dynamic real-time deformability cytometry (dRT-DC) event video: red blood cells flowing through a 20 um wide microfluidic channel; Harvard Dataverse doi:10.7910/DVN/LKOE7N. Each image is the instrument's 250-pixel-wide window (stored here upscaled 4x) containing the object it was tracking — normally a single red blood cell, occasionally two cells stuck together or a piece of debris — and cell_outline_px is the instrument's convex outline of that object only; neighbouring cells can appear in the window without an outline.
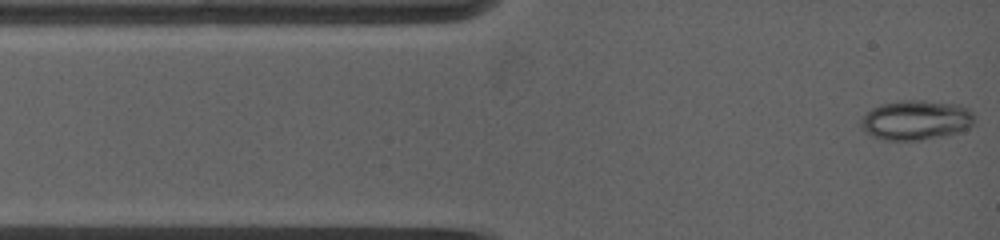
{"species": "common noctule bat (a hibernating species)", "species_latin": "Nyctalus noctula", "temperature_condition": "warm", "stored_images_in_passage": 32, "camera_frame_rate_fps": 5000, "um_per_image_px": 0.085, "animal": {"sex": "female", "body_mass_g": 19.0, "forearm_length_mm": 53.3}, "frame": {"image": 1, "passage_image": 1, "time_ms": 0.0, "image_size_px": [1000, 240], "cell_outline_px": [[976, 116], [972, 124], [968, 128], [948, 136], [920, 140], [888, 140], [872, 136], [864, 132], [860, 128], [860, 120], [872, 108], [880, 104], [900, 100], [924, 100], [956, 104], [968, 108]], "centroid_in_image_um": [77.86, 10.21], "position_along_channel_um": 7.1, "area_um2": 26.59}}
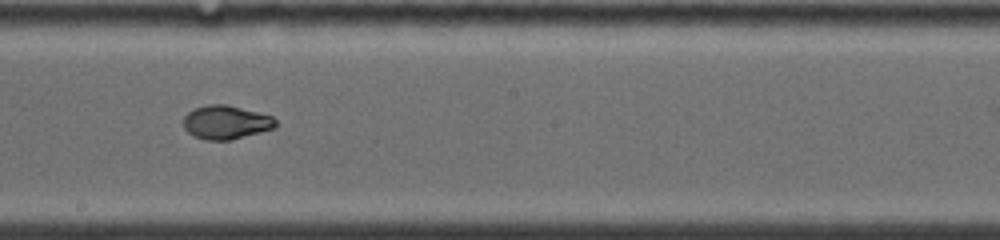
{"frame": {"image": 2, "passage_image": 18, "time_ms": 6.8, "image_size_px": [1000, 240], "cell_outline_px": [[276, 128], [232, 140], [204, 140], [188, 132], [184, 128], [184, 116], [188, 112], [196, 108], [208, 104], [228, 104], [272, 116], [276, 120]], "centroid_in_image_um": [19.23, 10.4], "position_along_channel_um": 229.0, "area_um2": 18.15}}
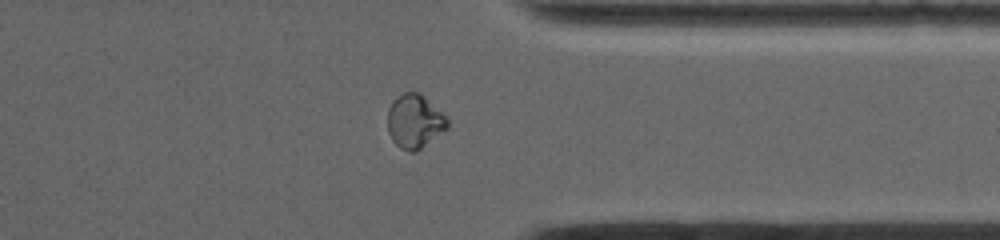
{"frame": {"image": 3, "passage_image": 28, "time_ms": 10.6, "image_size_px": [1000, 240], "cell_outline_px": [[448, 128], [416, 152], [408, 152], [400, 148], [392, 140], [388, 132], [388, 108], [392, 100], [396, 96], [404, 92], [420, 92], [448, 116]], "centroid_in_image_um": [35.25, 10.3], "position_along_channel_um": 376.1, "area_um2": 19.13}}